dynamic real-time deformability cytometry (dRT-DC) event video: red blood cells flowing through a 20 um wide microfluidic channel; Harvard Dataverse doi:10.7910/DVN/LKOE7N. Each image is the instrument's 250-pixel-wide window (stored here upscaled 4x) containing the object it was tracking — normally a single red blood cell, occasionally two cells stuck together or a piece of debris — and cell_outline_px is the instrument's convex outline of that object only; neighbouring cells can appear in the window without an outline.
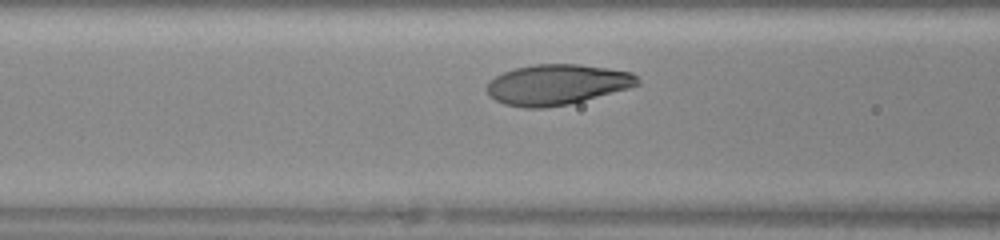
{"species": "human", "species_latin": "Homo sapiens", "temperature_condition": "warm", "stored_images_in_passage": 27, "camera_frame_rate_fps": 3000, "um_per_image_px": 0.085, "donor": {"sex": "female"}, "frame": {"image": 1, "passage_image": 8, "time_ms": 2.333, "image_size_px": [1000, 240], "cell_outline_px": [[640, 84], [628, 88], [568, 104], [544, 108], [524, 108], [504, 104], [496, 100], [484, 88], [488, 80], [504, 72], [516, 68], [532, 64], [580, 64], [608, 68], [632, 72], [640, 80]], "centroid_in_image_um": [47.32, 7.18], "position_along_channel_um": 119.3, "area_um2": 35.43}}